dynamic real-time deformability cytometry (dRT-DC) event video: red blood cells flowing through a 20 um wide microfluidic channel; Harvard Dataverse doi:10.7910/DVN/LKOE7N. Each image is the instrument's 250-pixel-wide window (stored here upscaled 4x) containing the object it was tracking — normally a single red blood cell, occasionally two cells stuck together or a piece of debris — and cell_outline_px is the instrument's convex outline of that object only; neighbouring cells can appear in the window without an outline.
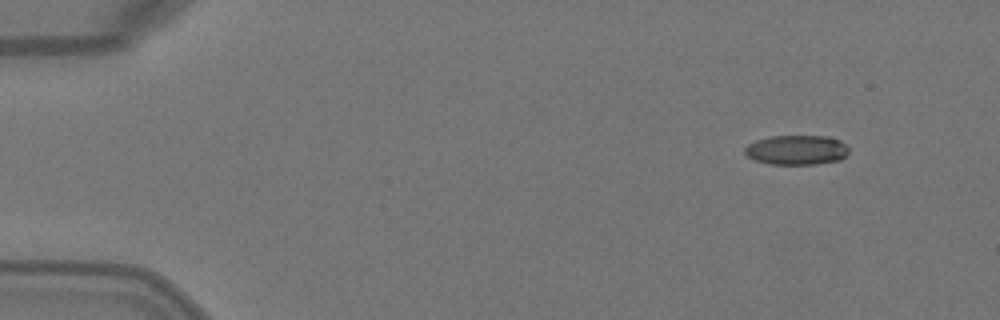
{"species": "Egyptian fruit bat (a non-hibernating species)", "species_latin": "Rousettus aegyptiacus", "temperature_condition": "warm", "stored_images_in_passage": 4, "camera_frame_rate_fps": 3000, "um_per_image_px": 0.085, "animal": {"sex": "female"}, "frame": {"image": 1, "passage_image": 1, "time_ms": 0.0, "image_size_px": [1000, 320], "cell_outline_px": [[848, 152], [840, 160], [816, 164], [768, 164], [756, 160], [748, 156], [744, 152], [744, 148], [748, 144], [756, 140], [768, 136], [828, 136], [840, 140], [848, 148]], "centroid_in_image_um": [67.7, 12.74], "position_along_channel_um": 17.3, "area_um2": 17.98}}
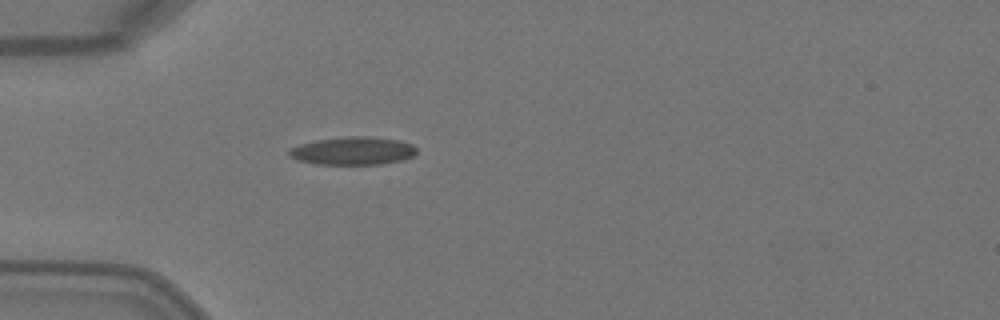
{"frame": {"image": 2, "passage_image": 4, "time_ms": 1.0, "image_size_px": [1000, 320], "cell_outline_px": [[416, 156], [404, 160], [380, 164], [316, 164], [296, 160], [288, 156], [288, 152], [292, 148], [300, 144], [316, 140], [348, 136], [368, 136], [400, 140], [412, 144], [416, 148]], "centroid_in_image_um": [30.03, 12.82], "position_along_channel_um": 55.0, "area_um2": 20.98}}